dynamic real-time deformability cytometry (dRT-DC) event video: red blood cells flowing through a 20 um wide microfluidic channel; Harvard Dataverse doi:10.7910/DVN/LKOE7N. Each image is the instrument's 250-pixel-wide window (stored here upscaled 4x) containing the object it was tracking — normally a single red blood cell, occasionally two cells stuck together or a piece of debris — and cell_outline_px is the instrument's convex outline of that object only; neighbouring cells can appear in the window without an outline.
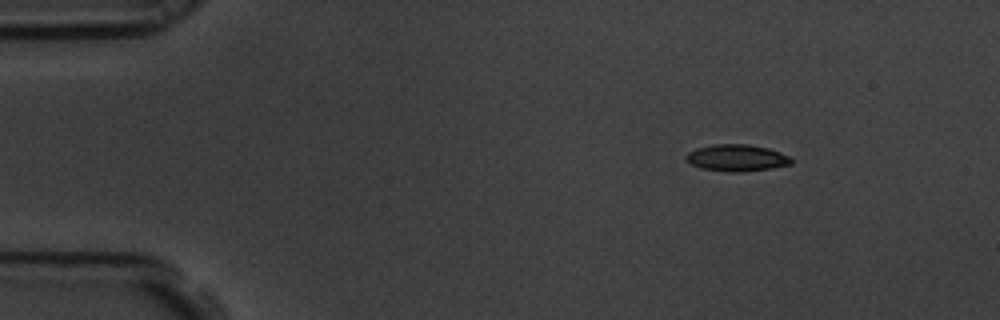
{"species": "common noctule bat (a hibernating species)", "species_latin": "Nyctalus noctula", "temperature_condition": "room temperature", "stored_images_in_passage": 50, "camera_frame_rate_fps": 3000, "um_per_image_px": 0.085, "animal": {"sex": "male", "body_mass_g": 19.5, "forearm_length_mm": 54.6}, "frame": {"image": 1, "passage_image": 1, "time_ms": 0.0, "image_size_px": [1000, 320], "cell_outline_px": [[792, 164], [772, 168], [744, 172], [728, 172], [700, 168], [692, 164], [684, 156], [688, 152], [696, 148], [712, 144], [748, 144], [768, 148], [780, 152], [788, 156], [792, 160]], "centroid_in_image_um": [62.62, 13.42], "position_along_channel_um": 22.4, "area_um2": 16.47}}
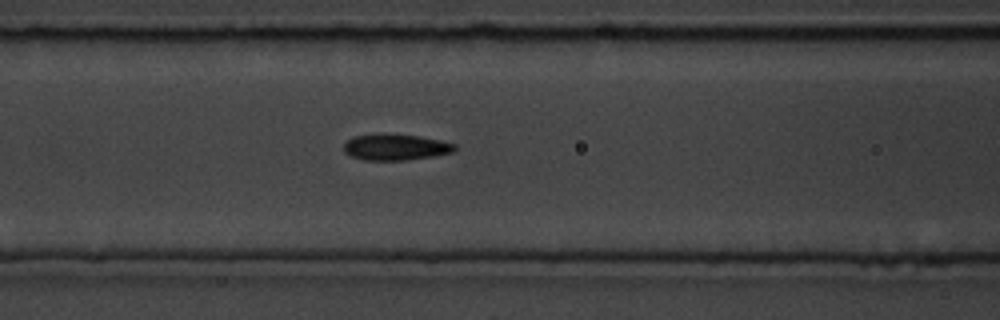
{"frame": {"image": 2, "passage_image": 17, "time_ms": 5.333, "image_size_px": [1000, 320], "cell_outline_px": [[456, 148], [452, 152], [432, 156], [408, 160], [364, 160], [352, 156], [344, 152], [344, 144], [352, 136], [384, 132], [420, 136], [440, 140], [456, 144]], "centroid_in_image_um": [33.6, 12.48], "position_along_channel_um": 133.0, "area_um2": 17.17}}
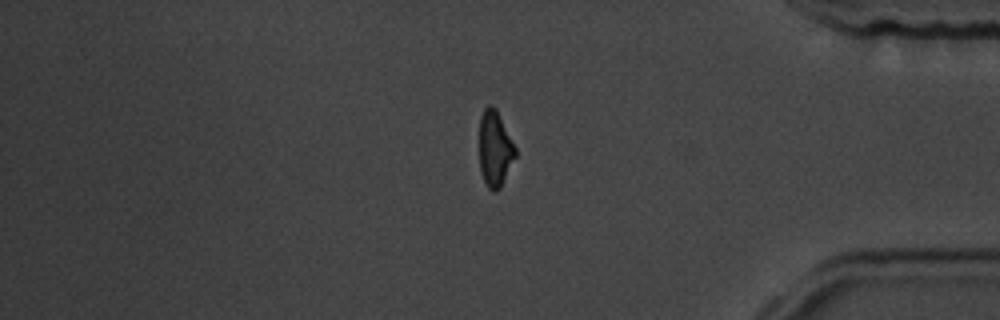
{"frame": {"image": 3, "passage_image": 41, "time_ms": 13.333, "image_size_px": [1000, 320], "cell_outline_px": [[516, 156], [500, 188], [496, 192], [492, 192], [488, 188], [480, 172], [480, 116], [484, 108], [488, 104], [492, 104], [496, 108], [516, 148]], "centroid_in_image_um": [42.06, 12.64], "position_along_channel_um": 393.1, "area_um2": 15.95}, "authors_computed_cell_mechanics": {"area_um2": 16.5597, "velocity_mm_per_s": 3.5737, "shape_relaxation_time_tau1_ms": 3.0588, "shape_relaxation_time_tau2_ms": 1.2398, "deformation_change_tau1": 0.1151, "deformation_change_tau2": 0.0621}}